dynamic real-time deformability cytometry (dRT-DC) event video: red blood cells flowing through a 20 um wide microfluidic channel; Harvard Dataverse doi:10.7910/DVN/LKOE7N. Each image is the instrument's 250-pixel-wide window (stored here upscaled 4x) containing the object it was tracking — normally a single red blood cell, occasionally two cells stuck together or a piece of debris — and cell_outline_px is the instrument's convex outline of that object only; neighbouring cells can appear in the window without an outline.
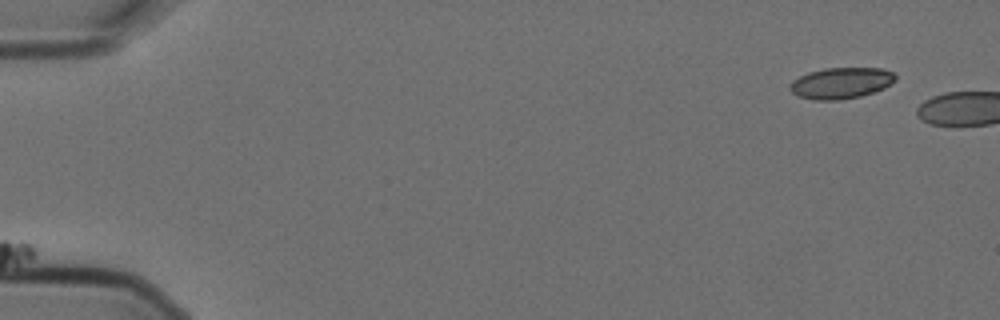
{"species": "Egyptian fruit bat (a non-hibernating species)", "species_latin": "Rousettus aegyptiacus", "temperature_condition": "cold", "stored_images_in_passage": 4, "segment_of_instrument_passage": [2, 2], "camera_frame_rate_fps": 3000, "um_per_image_px": 0.085, "animal": {"sex": "female"}, "frame": {"image": 1, "passage_image": 4, "time_ms": 1.0, "image_size_px": [1000, 320], "cell_outline_px": [[896, 80], [892, 84], [876, 92], [860, 96], [840, 100], [812, 100], [796, 96], [788, 88], [788, 84], [792, 80], [808, 72], [824, 68], [884, 68], [892, 72], [896, 76]], "centroid_in_image_um": [71.47, 7.06], "position_along_channel_um": 13.5, "area_um2": 19.54}}